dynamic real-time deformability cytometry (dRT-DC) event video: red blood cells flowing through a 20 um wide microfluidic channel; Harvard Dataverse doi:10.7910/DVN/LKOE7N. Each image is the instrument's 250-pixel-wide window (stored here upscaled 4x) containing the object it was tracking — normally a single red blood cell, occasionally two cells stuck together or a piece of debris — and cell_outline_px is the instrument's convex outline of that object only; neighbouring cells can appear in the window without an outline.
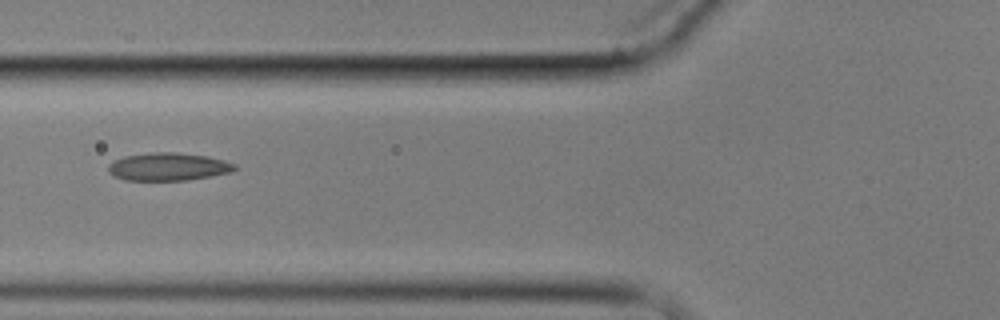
{"species": "common noctule bat (a hibernating species)", "species_latin": "Nyctalus noctula", "temperature_condition": "cold", "stored_images_in_passage": 6, "camera_frame_rate_fps": 3000, "um_per_image_px": 0.085, "animal": {"sex": "male", "body_mass_g": 17.9}, "frame": {"image": 1, "passage_image": 6, "time_ms": 6.333, "image_size_px": [1000, 320], "cell_outline_px": [[236, 168], [232, 172], [212, 176], [188, 180], [124, 180], [112, 176], [108, 172], [108, 164], [112, 160], [124, 156], [152, 152], [176, 152], [208, 156], [224, 160], [236, 164]], "centroid_in_image_um": [14.28, 14.17], "position_along_channel_um": 111.5, "area_um2": 20.81}}